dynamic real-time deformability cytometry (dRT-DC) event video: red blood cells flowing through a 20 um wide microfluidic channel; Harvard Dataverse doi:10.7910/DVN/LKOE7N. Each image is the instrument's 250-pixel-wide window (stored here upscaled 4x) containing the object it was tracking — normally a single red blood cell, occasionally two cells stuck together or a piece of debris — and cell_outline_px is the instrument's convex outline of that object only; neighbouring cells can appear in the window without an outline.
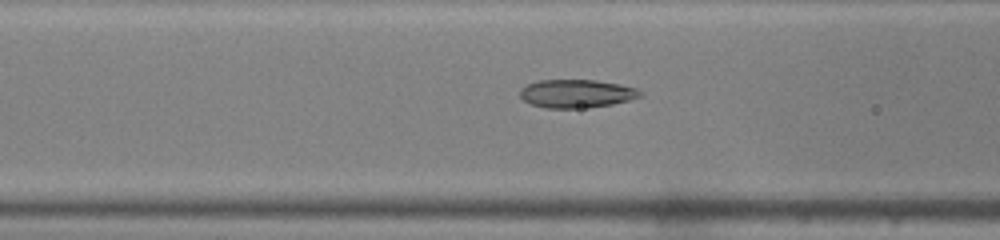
{"species": "common noctule bat (a hibernating species)", "species_latin": "Nyctalus noctula", "temperature_condition": "warm", "stored_images_in_passage": 32, "camera_frame_rate_fps": 3000, "um_per_image_px": 0.085, "animal": {"sex": "male", "body_mass_g": 19.0, "forearm_length_mm": 50.8}, "frame": {"image": 1, "passage_image": 4, "time_ms": 1.0, "image_size_px": [1000, 240], "cell_outline_px": [[644, 96], [612, 104], [588, 108], [544, 108], [532, 104], [524, 100], [520, 96], [520, 88], [528, 84], [540, 80], [596, 80], [620, 84], [636, 88]], "centroid_in_image_um": [49.01, 7.96], "position_along_channel_um": 117.6, "area_um2": 19.83}}
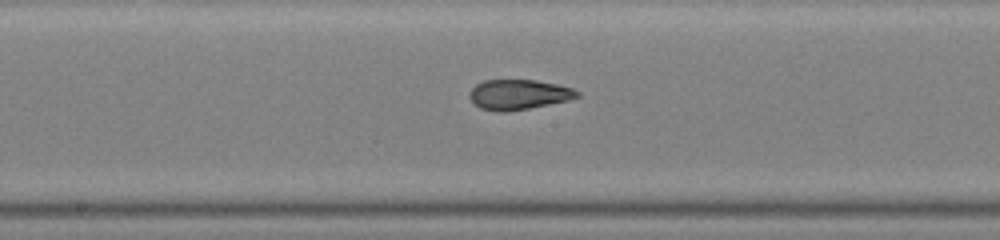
{"frame": {"image": 2, "passage_image": 10, "time_ms": 3.0, "image_size_px": [1000, 240], "cell_outline_px": [[580, 96], [568, 100], [528, 108], [500, 112], [496, 112], [480, 108], [468, 96], [472, 88], [476, 84], [484, 80], [536, 80], [556, 84], [572, 88], [580, 92]], "centroid_in_image_um": [44.08, 8.03], "position_along_channel_um": 204.1, "area_um2": 18.67}}
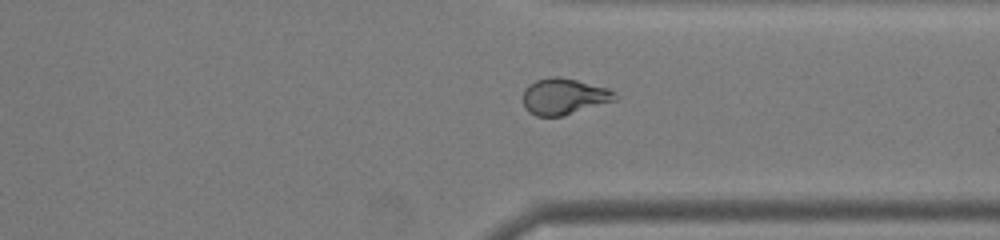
{"frame": {"image": 3, "passage_image": 21, "time_ms": 6.667, "image_size_px": [1000, 240], "cell_outline_px": [[616, 100], [564, 116], [536, 116], [528, 112], [524, 108], [524, 92], [536, 80], [552, 76], [560, 76], [608, 88], [616, 92]], "centroid_in_image_um": [47.96, 8.21], "position_along_channel_um": 363.4, "area_um2": 19.31}}